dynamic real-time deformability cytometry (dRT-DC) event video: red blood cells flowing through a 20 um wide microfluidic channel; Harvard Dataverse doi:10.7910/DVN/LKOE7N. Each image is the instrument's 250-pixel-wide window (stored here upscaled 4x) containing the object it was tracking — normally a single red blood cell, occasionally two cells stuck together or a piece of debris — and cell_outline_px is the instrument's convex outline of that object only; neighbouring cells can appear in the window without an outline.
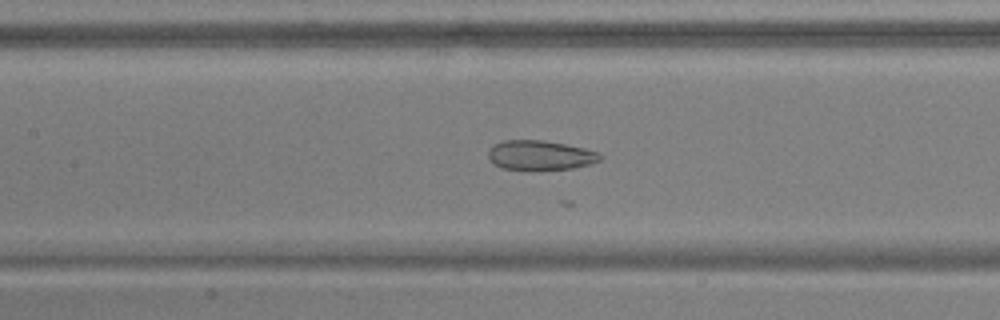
{"species": "common noctule bat (a hibernating species)", "species_latin": "Nyctalus noctula", "temperature_condition": "warm", "stored_images_in_passage": 54, "camera_frame_rate_fps": 3000, "um_per_image_px": 0.085, "animal": {"sex": "male", "body_mass_g": 17.9, "forearm_length_mm": 54.2}, "frame": {"image": 1, "passage_image": 25, "time_ms": 8.0, "image_size_px": [1000, 320], "cell_outline_px": [[604, 156], [600, 160], [588, 164], [572, 168], [504, 168], [496, 164], [488, 156], [488, 152], [496, 144], [504, 140], [544, 140], [584, 148], [600, 152]], "centroid_in_image_um": [45.98, 13.16], "position_along_channel_um": 161.4, "area_um2": 18.55}}
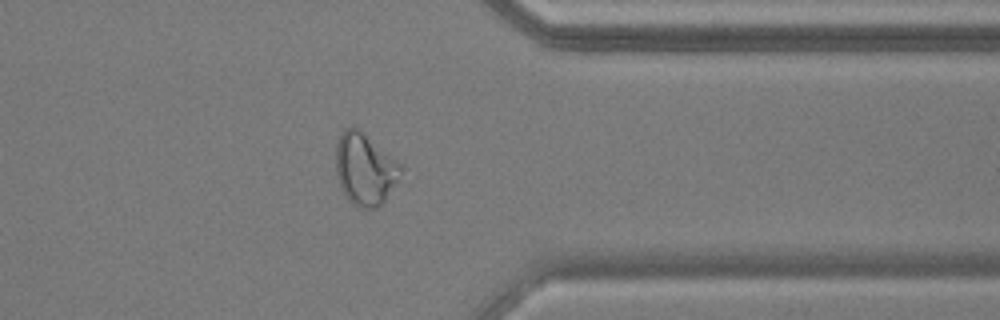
{"frame": {"image": 2, "passage_image": 43, "time_ms": 14.0, "image_size_px": [1000, 320], "cell_outline_px": [[404, 168], [384, 204], [376, 208], [360, 208], [352, 204], [344, 196], [336, 172], [336, 144], [344, 128], [360, 128], [404, 164]], "centroid_in_image_um": [31.06, 14.37], "position_along_channel_um": 380.3, "area_um2": 27.86}}
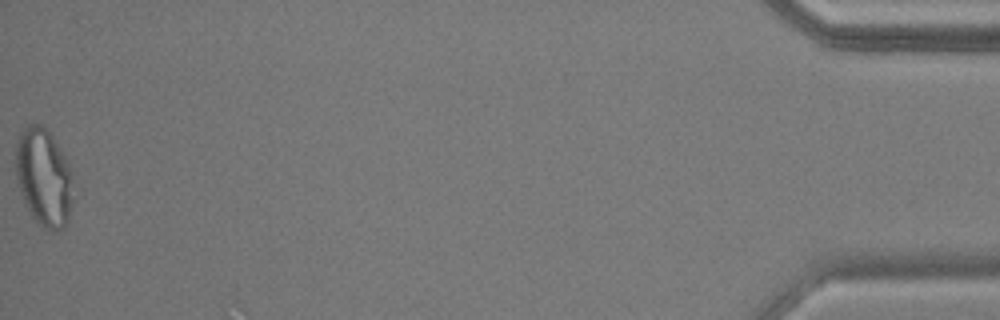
{"frame": {"image": 3, "passage_image": 54, "time_ms": 17.667, "image_size_px": [1000, 320], "cell_outline_px": [[72, 200], [68, 216], [64, 228], [56, 232], [48, 232], [32, 216], [20, 192], [16, 176], [16, 144], [20, 132], [28, 124], [40, 124], [52, 136], [64, 156], [72, 172]], "centroid_in_image_um": [3.71, 15.09], "position_along_channel_um": 431.5, "area_um2": 32.48}, "authors_computed_cell_mechanics": {"area_um2": 27.5128, "velocity_mm_per_s": 3.7776, "shape_relaxation_time_tau1_ms": null, "shape_relaxation_time_tau2_ms": 2.3579, "deformation_change_tau1": null, "deformation_change_tau2": 0.0897}}